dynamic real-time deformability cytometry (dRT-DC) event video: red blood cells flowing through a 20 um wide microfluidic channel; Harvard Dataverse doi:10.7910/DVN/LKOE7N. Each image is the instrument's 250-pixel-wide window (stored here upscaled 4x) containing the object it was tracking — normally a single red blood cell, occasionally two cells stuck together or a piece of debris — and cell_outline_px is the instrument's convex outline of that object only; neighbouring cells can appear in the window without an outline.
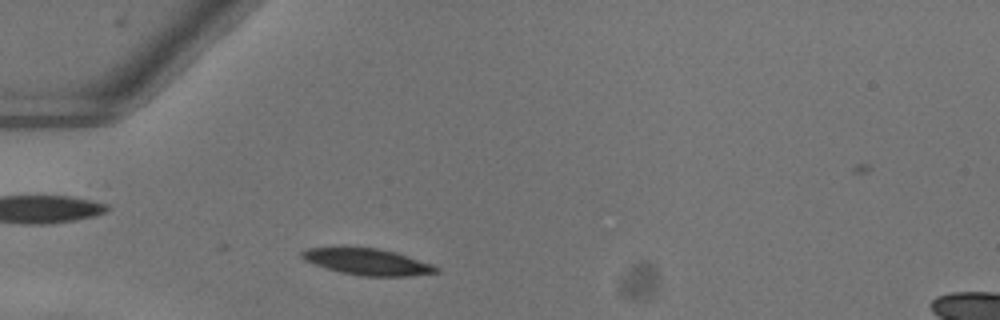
{"species": "common noctule bat (a hibernating species)", "species_latin": "Nyctalus noctula", "temperature_condition": "warm", "stored_images_in_passage": 24, "camera_frame_rate_fps": 3000, "um_per_image_px": 0.085, "animal": {"sex": "female"}, "frame": {"image": 1, "passage_image": 5, "time_ms": 1.333, "image_size_px": [1000, 320], "cell_outline_px": [[440, 272], [408, 276], [360, 276], [340, 272], [304, 260], [300, 256], [300, 252], [308, 248], [376, 248], [396, 252], [432, 264]], "centroid_in_image_um": [31.24, 22.26], "position_along_channel_um": 53.8, "area_um2": 20.29}}
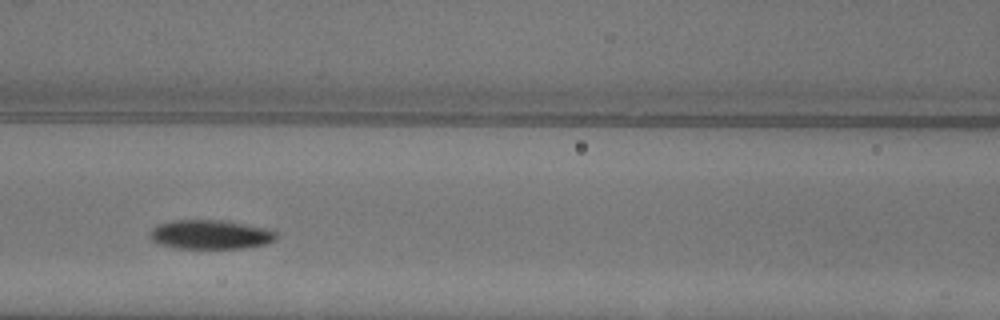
{"frame": {"image": 2, "passage_image": 13, "time_ms": 4.0, "image_size_px": [1000, 320], "cell_outline_px": [[276, 240], [268, 244], [244, 248], [176, 248], [160, 244], [152, 240], [148, 236], [152, 228], [156, 224], [172, 220], [224, 220], [264, 228], [276, 232]], "centroid_in_image_um": [17.86, 19.93], "position_along_channel_um": 148.7, "area_um2": 21.56}}
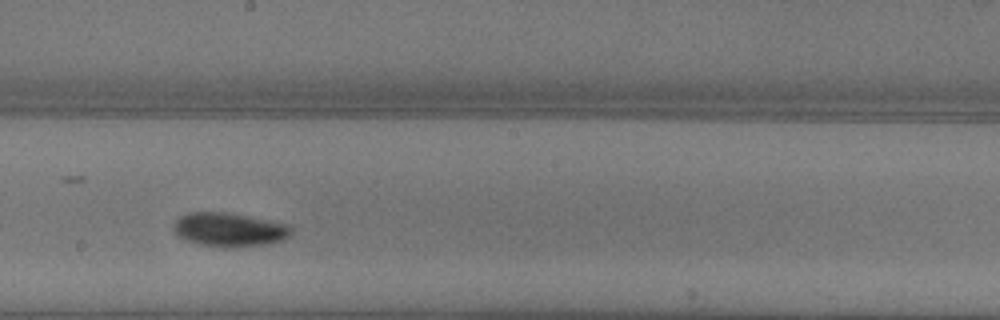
{"frame": {"image": 3, "passage_image": 19, "time_ms": 6.0, "image_size_px": [1000, 320], "cell_outline_px": [[292, 232], [284, 240], [264, 244], [200, 244], [176, 236], [172, 232], [172, 224], [180, 216], [188, 212], [224, 212], [248, 216], [288, 224], [292, 228]], "centroid_in_image_um": [19.44, 19.46], "position_along_channel_um": 228.8, "area_um2": 22.37}}